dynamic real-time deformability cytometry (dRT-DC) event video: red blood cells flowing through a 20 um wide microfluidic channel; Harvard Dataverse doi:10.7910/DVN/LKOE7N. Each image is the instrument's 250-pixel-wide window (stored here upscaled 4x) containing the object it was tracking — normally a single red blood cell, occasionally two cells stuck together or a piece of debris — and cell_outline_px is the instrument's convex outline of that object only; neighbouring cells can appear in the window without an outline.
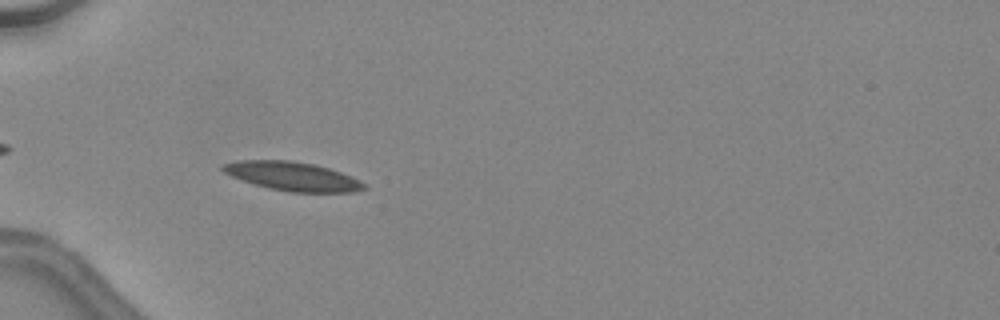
{"species": "common noctule bat (a hibernating species)", "species_latin": "Nyctalus noctula", "temperature_condition": "warm", "stored_images_in_passage": 15, "camera_frame_rate_fps": 3000, "um_per_image_px": 0.085, "animal": {"sex": "female", "body_mass_g": 24.6, "forearm_length_mm": 56.2}, "frame": {"image": 1, "passage_image": 3, "time_ms": 0.667, "image_size_px": [1000, 320], "cell_outline_px": [[368, 188], [352, 192], [288, 192], [268, 188], [232, 176], [224, 172], [220, 168], [220, 164], [240, 160], [292, 160], [316, 164], [352, 176], [360, 180]], "centroid_in_image_um": [24.87, 14.97], "position_along_channel_um": 60.1, "area_um2": 23.76}}